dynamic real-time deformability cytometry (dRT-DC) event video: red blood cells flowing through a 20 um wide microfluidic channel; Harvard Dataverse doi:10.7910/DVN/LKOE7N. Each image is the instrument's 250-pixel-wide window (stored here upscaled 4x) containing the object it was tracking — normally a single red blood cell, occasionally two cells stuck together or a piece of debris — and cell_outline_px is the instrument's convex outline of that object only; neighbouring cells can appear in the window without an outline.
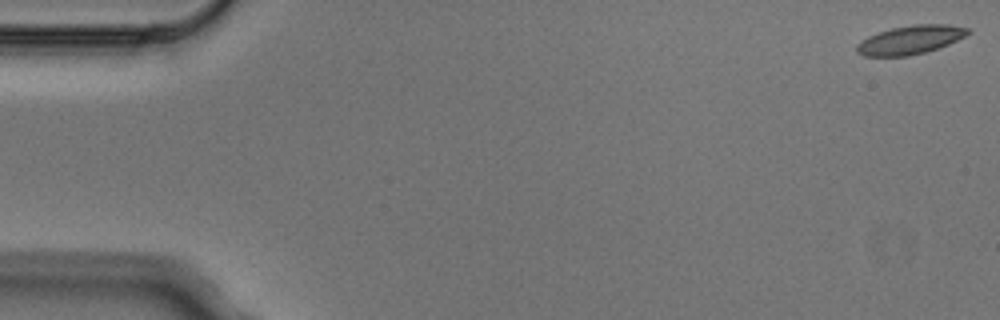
{"species": "Egyptian fruit bat (a non-hibernating species)", "species_latin": "Rousettus aegyptiacus", "temperature_condition": "cold", "stored_images_in_passage": 7, "camera_frame_rate_fps": 3000, "um_per_image_px": 0.085, "animal": {"sex": "male"}, "frame": {"image": 1, "passage_image": 1, "time_ms": 0.0, "image_size_px": [1000, 320], "cell_outline_px": [[972, 32], [948, 44], [924, 52], [908, 56], [864, 56], [856, 52], [856, 44], [868, 36], [892, 28], [912, 24], [948, 24], [968, 28]], "centroid_in_image_um": [77.36, 3.38], "position_along_channel_um": 7.6, "area_um2": 18.44}}
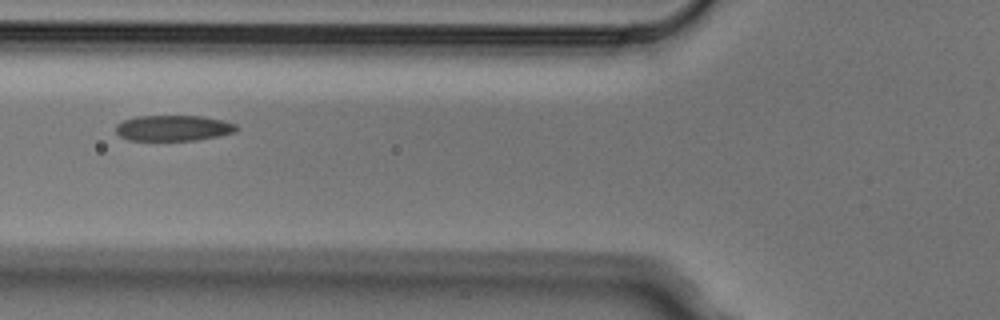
{"frame": {"image": 2, "passage_image": 5, "time_ms": 1.333, "image_size_px": [1000, 320], "cell_outline_px": [[240, 128], [236, 132], [220, 136], [196, 140], [128, 140], [120, 136], [116, 132], [116, 124], [124, 120], [136, 116], [200, 116], [224, 120], [236, 124]], "centroid_in_image_um": [14.77, 10.88], "position_along_channel_um": 111.0, "area_um2": 18.21}}
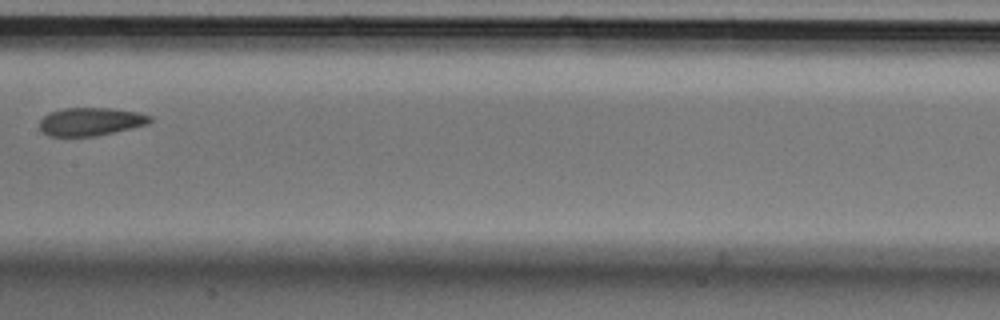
{"frame": {"image": 3, "passage_image": 7, "time_ms": 2.0, "image_size_px": [1000, 320], "cell_outline_px": [[152, 120], [148, 124], [132, 128], [96, 136], [48, 136], [40, 132], [40, 120], [48, 112], [64, 108], [112, 108], [136, 112], [152, 116]], "centroid_in_image_um": [7.68, 10.34], "position_along_channel_um": 199.7, "area_um2": 18.21}}